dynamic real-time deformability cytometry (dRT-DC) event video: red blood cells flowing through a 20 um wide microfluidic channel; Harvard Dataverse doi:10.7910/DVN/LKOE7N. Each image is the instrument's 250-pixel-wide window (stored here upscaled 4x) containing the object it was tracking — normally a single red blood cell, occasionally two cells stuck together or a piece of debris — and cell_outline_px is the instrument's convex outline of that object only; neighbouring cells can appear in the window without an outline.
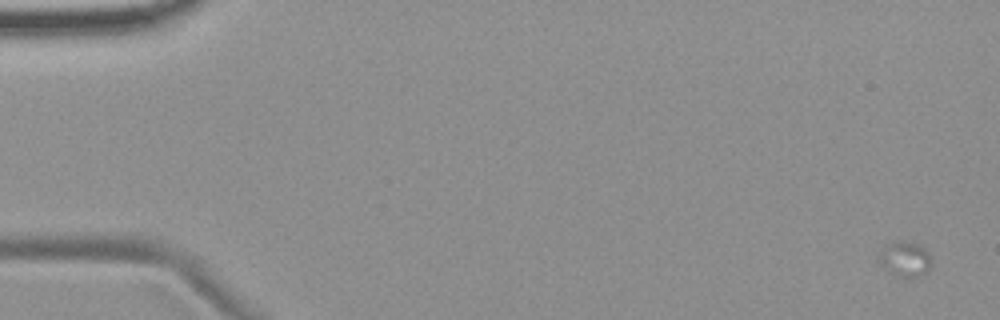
{"species": "common noctule bat (a hibernating species)", "species_latin": "Nyctalus noctula", "temperature_condition": "room temperature", "stored_images_in_passage": 6, "camera_frame_rate_fps": 3000, "um_per_image_px": 0.085, "animal": {"sex": "female", "body_mass_g": 19.9}, "frame": {"image": 1, "passage_image": 1, "time_ms": 0.0, "image_size_px": [1000, 320], "cell_outline_px": [[932, 268], [920, 276], [900, 276], [892, 272], [880, 264], [880, 248], [884, 244], [896, 240], [900, 240], [920, 244], [932, 256]], "centroid_in_image_um": [76.97, 21.96], "position_along_channel_um": 8.0, "area_um2": 10.87}}